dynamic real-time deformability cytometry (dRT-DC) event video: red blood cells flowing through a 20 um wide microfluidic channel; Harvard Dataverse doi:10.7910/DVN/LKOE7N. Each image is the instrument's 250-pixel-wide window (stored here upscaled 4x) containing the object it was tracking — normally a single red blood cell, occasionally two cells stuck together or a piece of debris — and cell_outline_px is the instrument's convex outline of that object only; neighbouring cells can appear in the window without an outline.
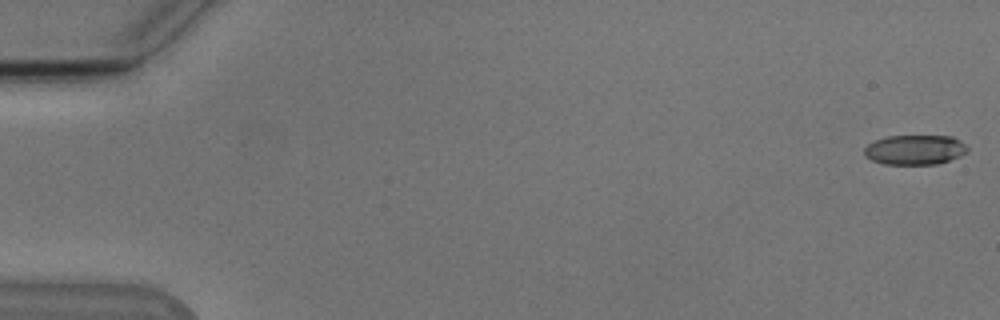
{"species": "Egyptian fruit bat (a non-hibernating species)", "species_latin": "Rousettus aegyptiacus", "temperature_condition": "cold", "stored_images_in_passage": 48, "camera_frame_rate_fps": 3000, "um_per_image_px": 0.085, "animal": {"sex": "male"}, "frame": {"image": 1, "passage_image": 1, "time_ms": 0.0, "image_size_px": [1000, 320], "cell_outline_px": [[968, 148], [960, 156], [936, 164], [884, 164], [872, 160], [864, 156], [864, 148], [868, 144], [876, 140], [888, 136], [952, 136], [960, 140]], "centroid_in_image_um": [77.74, 12.73], "position_along_channel_um": 7.3, "area_um2": 17.74}}
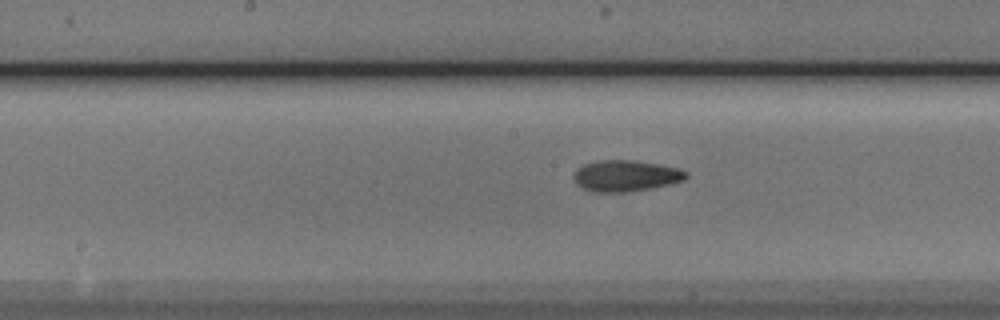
{"frame": {"image": 2, "passage_image": 28, "time_ms": 9.0, "image_size_px": [1000, 320], "cell_outline_px": [[688, 176], [684, 180], [668, 184], [648, 188], [620, 192], [592, 192], [576, 184], [572, 176], [576, 168], [584, 164], [600, 160], [632, 160], [656, 164], [676, 168], [688, 172]], "centroid_in_image_um": [53.13, 14.93], "position_along_channel_um": 195.1, "area_um2": 20.17}}
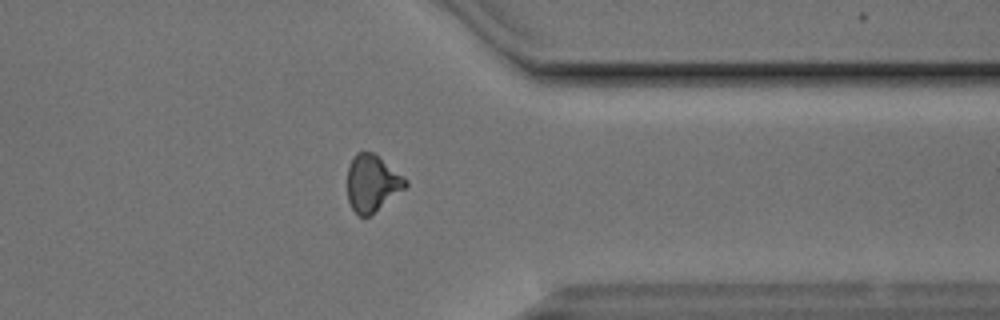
{"frame": {"image": 3, "passage_image": 43, "time_ms": 14.0, "image_size_px": [1000, 320], "cell_outline_px": [[408, 184], [404, 188], [368, 216], [360, 216], [352, 208], [348, 200], [348, 164], [356, 152], [372, 152], [408, 180]], "centroid_in_image_um": [31.6, 15.55], "position_along_channel_um": 379.8, "area_um2": 18.67}, "authors_computed_cell_mechanics": {"area_um2": 19.363, "velocity_mm_per_s": 3.8255, "shape_relaxation_time_tau1_ms": 3.3197, "shape_relaxation_time_tau2_ms": 3.2798, "deformation_change_tau1": 0.1564, "deformation_change_tau2": 0.1092}}